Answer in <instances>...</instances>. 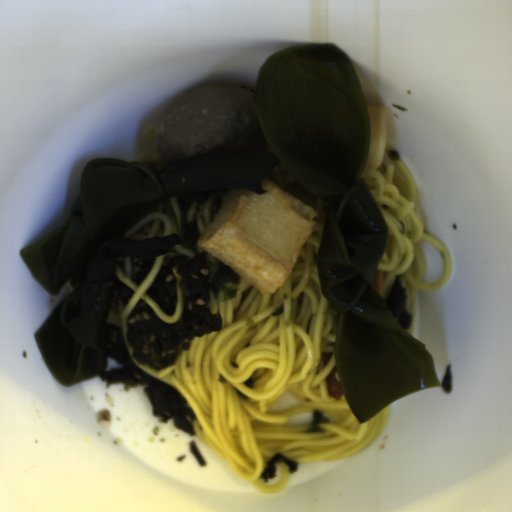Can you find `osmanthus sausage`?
Returning <instances> with one entry per match:
<instances>
[{"label":"osmanthus sausage","mask_w":512,"mask_h":512,"mask_svg":"<svg viewBox=\"0 0 512 512\" xmlns=\"http://www.w3.org/2000/svg\"><path fill=\"white\" fill-rule=\"evenodd\" d=\"M370 124L369 149L365 163L378 168L387 151V118L384 106L366 105Z\"/></svg>","instance_id":"osmanthus-sausage-1"}]
</instances>
